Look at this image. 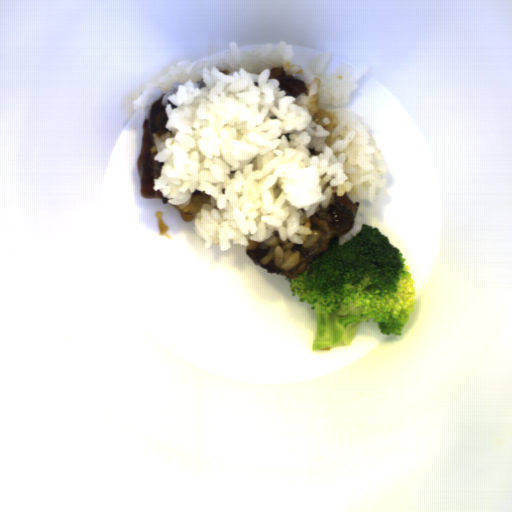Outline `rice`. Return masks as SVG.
I'll list each match as a JSON object with an SVG mask.
<instances>
[{"label": "rice", "mask_w": 512, "mask_h": 512, "mask_svg": "<svg viewBox=\"0 0 512 512\" xmlns=\"http://www.w3.org/2000/svg\"><path fill=\"white\" fill-rule=\"evenodd\" d=\"M222 58L179 60L155 82H148L132 102L141 111L164 94L165 132L151 133L154 162L164 163L152 180L170 206L186 209L192 193L209 195L193 219L204 247H249L264 242L275 268L291 271L301 252L311 247L321 230L310 217L328 208L333 193L356 201L376 202V192L388 185L384 155L368 145L370 133L362 121L347 114L335 128L317 122L309 106H335L352 101L368 64L340 63L329 73L334 52L323 51L308 62L313 77L307 93L287 96L271 69L299 72L292 61L294 46L281 40L251 52L229 41ZM203 78L207 85L193 89Z\"/></svg>", "instance_id": "rice-1"}]
</instances>
